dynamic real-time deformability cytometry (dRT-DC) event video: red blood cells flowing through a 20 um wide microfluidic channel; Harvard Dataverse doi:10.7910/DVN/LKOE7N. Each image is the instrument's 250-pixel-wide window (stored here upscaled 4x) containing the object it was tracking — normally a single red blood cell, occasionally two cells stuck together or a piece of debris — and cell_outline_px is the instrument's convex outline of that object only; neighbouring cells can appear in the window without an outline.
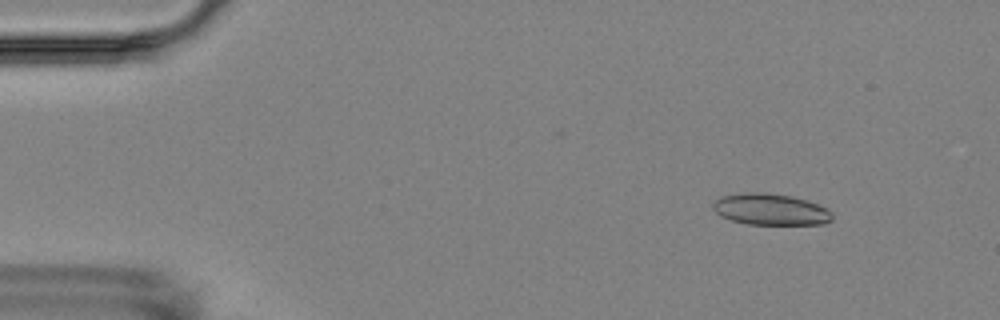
{"species": "Egyptian fruit bat (a non-hibernating species)", "species_latin": "Rousettus aegyptiacus", "temperature_condition": "room temperature", "stored_images_in_passage": 2, "camera_frame_rate_fps": 3000, "um_per_image_px": 0.085, "animal": {"sex": "female"}, "frame": {"image": 1, "passage_image": 2, "time_ms": 2.0, "image_size_px": [1000, 320], "cell_outline_px": [[832, 220], [824, 224], [748, 224], [732, 220], [720, 216], [712, 208], [712, 204], [720, 196], [744, 192], [760, 192], [792, 196], [808, 200], [832, 212]], "centroid_in_image_um": [65.47, 17.79], "position_along_channel_um": 19.5, "area_um2": 21.79}}